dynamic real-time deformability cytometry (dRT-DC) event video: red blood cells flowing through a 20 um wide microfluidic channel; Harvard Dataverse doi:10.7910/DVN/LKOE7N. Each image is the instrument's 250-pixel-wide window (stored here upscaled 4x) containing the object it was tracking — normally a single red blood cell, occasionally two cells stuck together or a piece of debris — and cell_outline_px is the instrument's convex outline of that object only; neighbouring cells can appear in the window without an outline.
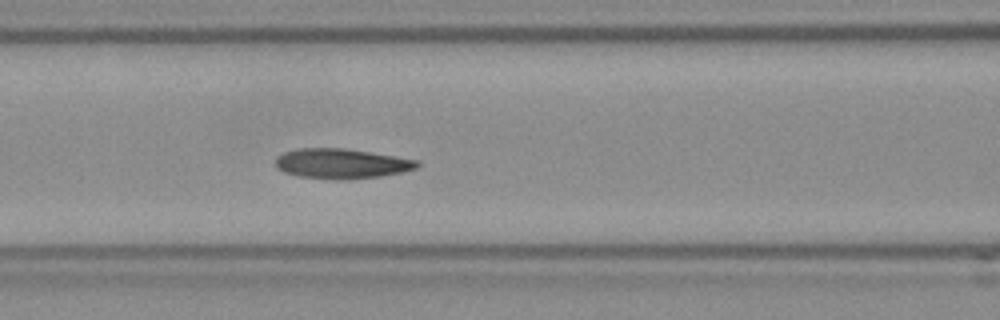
{"species": "Egyptian fruit bat (a non-hibernating species)", "species_latin": "Rousettus aegyptiacus", "temperature_condition": "room temperature", "stored_images_in_passage": 46, "camera_frame_rate_fps": 3000, "um_per_image_px": 0.085, "frame": {"image": 1, "passage_image": 14, "time_ms": 4.333, "image_size_px": [1000, 320], "cell_outline_px": [[420, 164], [416, 168], [400, 172], [380, 176], [344, 180], [332, 180], [296, 176], [284, 172], [276, 168], [276, 156], [284, 152], [300, 148], [344, 148], [420, 160]], "centroid_in_image_um": [28.99, 13.91], "position_along_channel_um": 137.6, "area_um2": 24.85}, "authors_computed_cell_mechanics": {"area_um2": 24.4494, "velocity_mm_per_s": 3.7594, "shape_relaxation_time_tau1_ms": 9.0341, "shape_relaxation_time_tau2_ms": 2.8358, "deformation_change_tau1": 0.2097, "deformation_change_tau2": 0.0877}}